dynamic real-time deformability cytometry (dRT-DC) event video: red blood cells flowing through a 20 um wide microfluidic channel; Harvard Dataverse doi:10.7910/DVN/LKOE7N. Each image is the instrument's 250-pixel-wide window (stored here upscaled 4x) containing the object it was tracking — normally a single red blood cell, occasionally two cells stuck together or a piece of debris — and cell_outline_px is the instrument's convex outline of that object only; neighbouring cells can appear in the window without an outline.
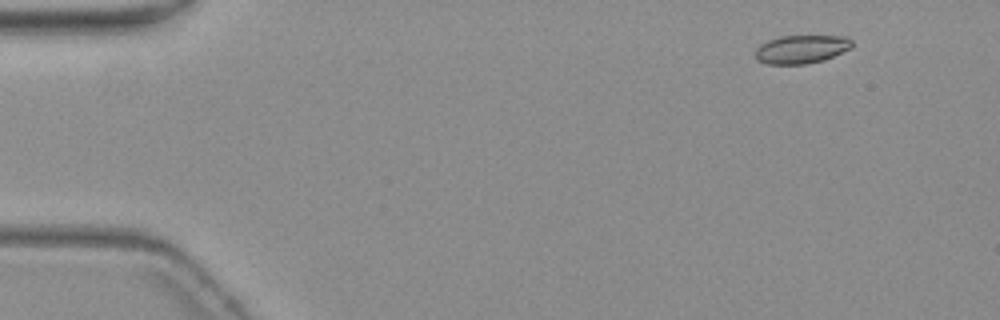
{"species": "common noctule bat (a hibernating species)", "species_latin": "Nyctalus noctula", "temperature_condition": "warm", "stored_images_in_passage": 6, "camera_frame_rate_fps": 3000, "um_per_image_px": 0.085, "animal": {"sex": "female", "body_mass_g": 19.3, "forearm_length_mm": 54.1}, "frame": {"image": 1, "passage_image": 2, "time_ms": 1.0, "image_size_px": [1000, 320], "cell_outline_px": [[852, 48], [824, 60], [804, 64], [768, 64], [756, 60], [756, 48], [760, 44], [768, 40], [780, 36], [848, 36], [852, 40]], "centroid_in_image_um": [68.13, 4.18], "position_along_channel_um": 16.9, "area_um2": 16.07}}
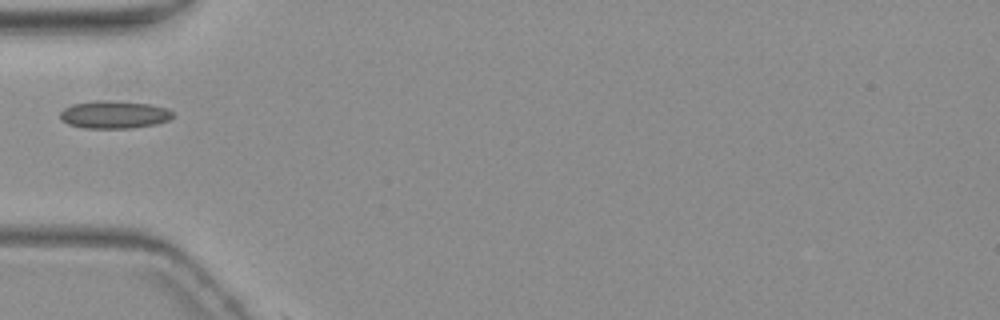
{"frame": {"image": 2, "passage_image": 5, "time_ms": 5.667, "image_size_px": [1000, 320], "cell_outline_px": [[172, 116], [168, 120], [156, 124], [132, 128], [84, 128], [68, 124], [60, 120], [60, 112], [64, 108], [72, 104], [100, 100], [108, 100], [152, 104], [168, 108], [172, 112]], "centroid_in_image_um": [9.69, 9.74], "position_along_channel_um": 75.3, "area_um2": 18.26}}